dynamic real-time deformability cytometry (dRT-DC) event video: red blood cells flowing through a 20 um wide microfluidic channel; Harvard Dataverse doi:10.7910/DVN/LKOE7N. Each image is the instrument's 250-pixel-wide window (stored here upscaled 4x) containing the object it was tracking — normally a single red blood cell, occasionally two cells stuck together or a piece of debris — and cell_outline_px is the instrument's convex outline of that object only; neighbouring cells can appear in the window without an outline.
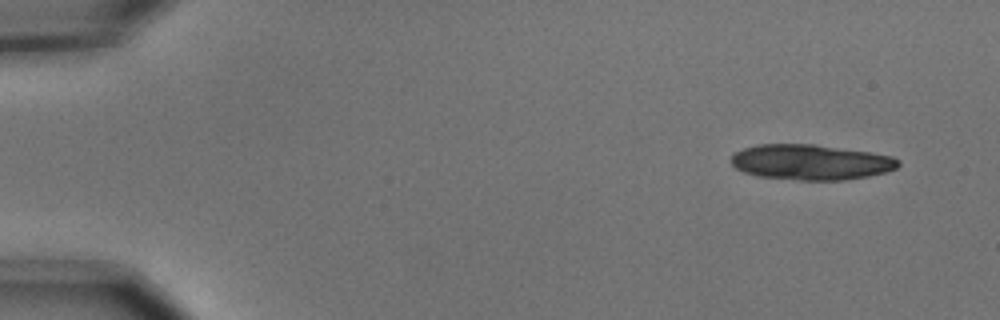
{"species": "common noctule bat (a hibernating species)", "species_latin": "Nyctalus noctula", "temperature_condition": "cold", "stored_images_in_passage": 5, "segment_of_instrument_passage": [1, 2], "camera_frame_rate_fps": 3000, "um_per_image_px": 0.085, "animal": {"sex": "male", "body_mass_g": 15.6}, "frame": {"image": 1, "passage_image": 1, "time_ms": 0.0, "image_size_px": [1000, 320], "cell_outline_px": [[900, 164], [896, 168], [884, 172], [868, 176], [844, 180], [796, 180], [760, 176], [744, 172], [736, 168], [728, 160], [736, 152], [744, 148], [756, 144], [812, 144], [872, 152], [892, 156], [900, 160]], "centroid_in_image_um": [68.91, 13.78], "position_along_channel_um": 16.1, "area_um2": 34.51}}